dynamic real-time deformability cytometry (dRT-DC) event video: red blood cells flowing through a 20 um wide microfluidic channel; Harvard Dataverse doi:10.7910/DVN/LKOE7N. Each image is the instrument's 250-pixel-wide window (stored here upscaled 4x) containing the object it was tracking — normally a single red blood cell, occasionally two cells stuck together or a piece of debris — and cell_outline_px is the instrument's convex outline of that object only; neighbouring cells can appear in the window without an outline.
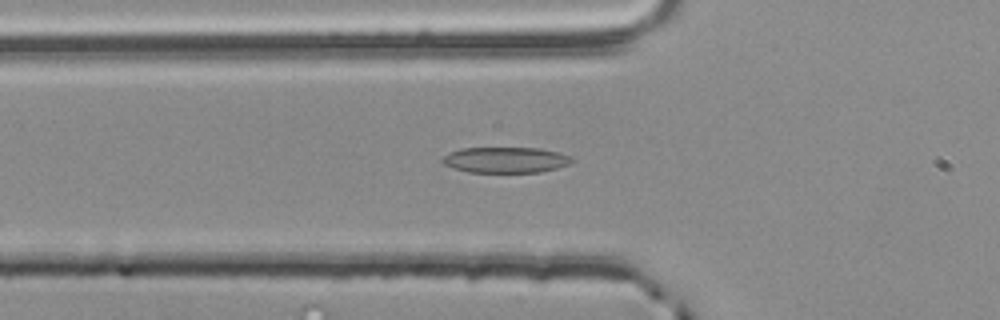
{"species": "common noctule bat (a hibernating species)", "species_latin": "Nyctalus noctula", "temperature_condition": "room temperature", "stored_images_in_passage": 44, "camera_frame_rate_fps": 3000, "um_per_image_px": 0.085, "animal": {"sex": "male", "body_mass_g": 20.4}, "frame": {"image": 1, "passage_image": 12, "time_ms": 3.667, "image_size_px": [1000, 320], "cell_outline_px": [[576, 160], [568, 164], [556, 168], [540, 172], [468, 172], [444, 164], [440, 160], [448, 152], [460, 148], [540, 148], [560, 152], [572, 156]], "centroid_in_image_um": [43.0, 13.58], "position_along_channel_um": 82.8, "area_um2": 19.54}}
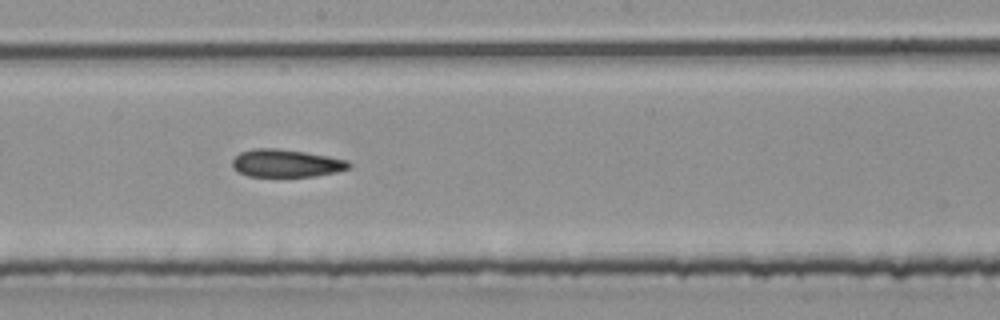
{"frame": {"image": 2, "passage_image": 23, "time_ms": 7.333, "image_size_px": [1000, 320], "cell_outline_px": [[352, 168], [336, 172], [316, 176], [248, 176], [232, 168], [232, 160], [240, 152], [252, 148], [276, 148], [304, 152], [328, 156], [348, 160], [352, 164]], "centroid_in_image_um": [24.34, 13.87], "position_along_channel_um": 223.9, "area_um2": 18.9}}
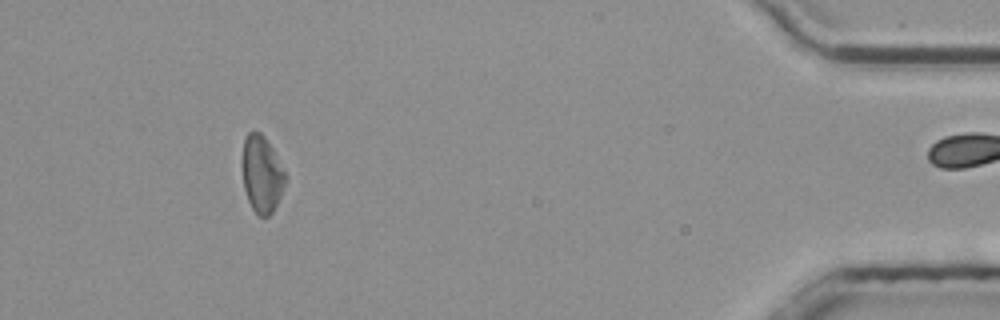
{"frame": {"image": 3, "passage_image": 43, "time_ms": 14.0, "image_size_px": [1000, 320], "cell_outline_px": [[288, 180], [272, 212], [268, 216], [260, 216], [252, 208], [248, 200], [244, 188], [244, 140], [248, 132], [260, 132], [268, 140], [288, 176]], "centroid_in_image_um": [22.31, 14.8], "position_along_channel_um": 412.9, "area_um2": 19.02}, "authors_computed_cell_mechanics": {"area_um2": 19.652, "velocity_mm_per_s": 3.8244, "shape_relaxation_time_tau1_ms": 4.4266, "shape_relaxation_time_tau2_ms": 4.5435, "deformation_change_tau1": 0.1026, "deformation_change_tau2": 0.1422}}